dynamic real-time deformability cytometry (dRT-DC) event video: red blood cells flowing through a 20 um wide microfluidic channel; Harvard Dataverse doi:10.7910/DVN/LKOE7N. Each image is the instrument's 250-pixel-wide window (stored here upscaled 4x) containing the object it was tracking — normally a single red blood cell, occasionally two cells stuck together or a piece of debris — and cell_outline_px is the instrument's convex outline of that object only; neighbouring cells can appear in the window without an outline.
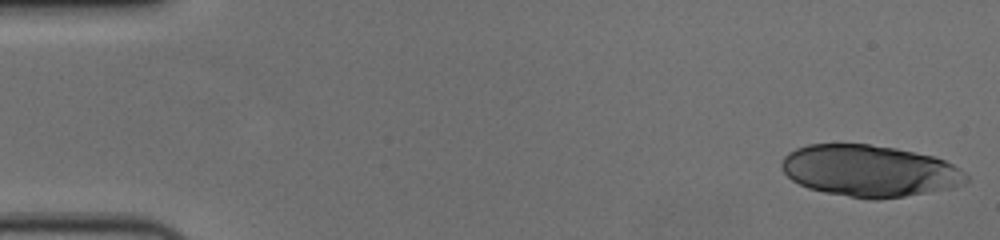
{"species": "human", "species_latin": "Homo sapiens", "temperature_condition": "cold", "stored_images_in_passage": 55, "camera_frame_rate_fps": 3000, "um_per_image_px": 0.085, "donor": {"sex": "female"}, "frame": {"image": 1, "passage_image": 1, "time_ms": 0.0, "image_size_px": [1000, 240], "cell_outline_px": [[968, 180], [964, 184], [952, 188], [904, 196], [876, 200], [868, 200], [824, 192], [808, 188], [792, 180], [784, 172], [780, 164], [784, 156], [788, 152], [796, 148], [808, 144], [868, 144], [896, 148], [932, 156], [944, 160], [960, 168], [968, 176]], "centroid_in_image_um": [73.9, 14.53], "position_along_channel_um": 11.1, "area_um2": 55.66}}
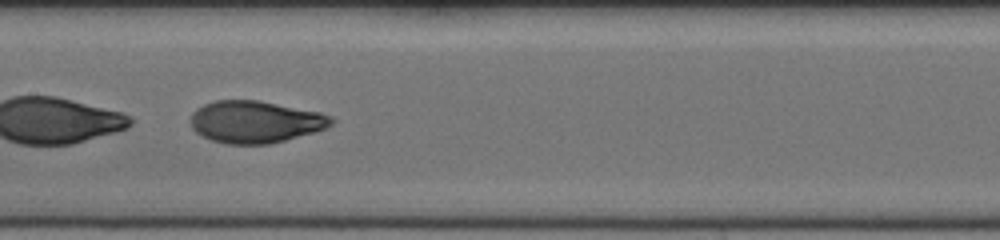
{"frame": {"image": 2, "passage_image": 28, "time_ms": 9.0, "image_size_px": [1000, 240], "cell_outline_px": [[336, 120], [332, 124], [324, 128], [312, 132], [284, 140], [268, 144], [224, 144], [212, 140], [196, 132], [192, 128], [192, 112], [196, 108], [204, 104], [216, 100], [256, 100], [320, 112], [332, 116]], "centroid_in_image_um": [21.69, 10.35], "position_along_channel_um": 185.7, "area_um2": 34.22}}
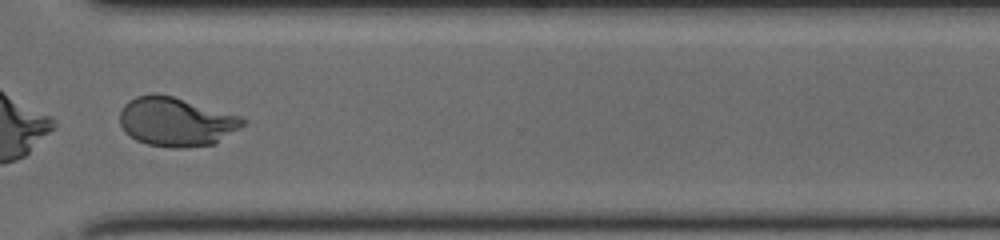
{"frame": {"image": 3, "passage_image": 42, "time_ms": 13.667, "image_size_px": [1000, 240], "cell_outline_px": [[248, 120], [240, 128], [216, 144], [184, 148], [172, 148], [148, 144], [136, 140], [124, 132], [120, 124], [120, 112], [124, 104], [128, 100], [136, 96], [156, 92], [172, 96], [240, 116]], "centroid_in_image_um": [14.96, 10.35], "position_along_channel_um": 355.6, "area_um2": 35.37}, "authors_computed_cell_mechanics": {"area_um2": 36.414, "velocity_mm_per_s": 3.6365, "shape_relaxation_time_tau1_ms": 4.7423, "shape_relaxation_time_tau2_ms": 1.1031, "deformation_change_tau1": 0.1972, "deformation_change_tau2": 0.0574}}